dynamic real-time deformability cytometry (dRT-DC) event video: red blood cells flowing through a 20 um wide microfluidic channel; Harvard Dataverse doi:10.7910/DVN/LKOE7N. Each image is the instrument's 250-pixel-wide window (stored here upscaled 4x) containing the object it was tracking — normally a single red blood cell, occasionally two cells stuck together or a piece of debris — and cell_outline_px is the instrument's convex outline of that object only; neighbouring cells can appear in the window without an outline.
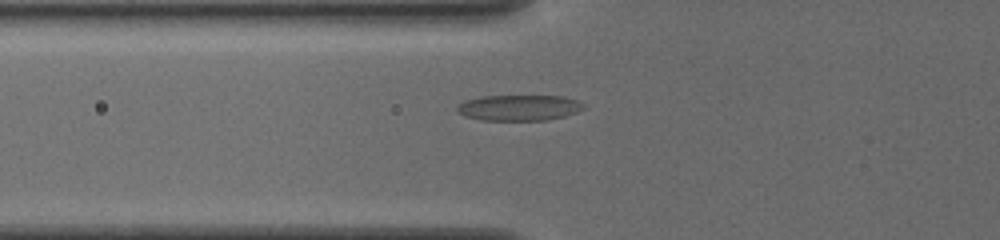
{"species": "common noctule bat (a hibernating species)", "species_latin": "Nyctalus noctula", "temperature_condition": "cold", "stored_images_in_passage": 42, "camera_frame_rate_fps": 3000, "um_per_image_px": 0.085, "animal": {"sex": "female", "body_mass_g": 19.5, "forearm_length_mm": 54.1}, "frame": {"image": 1, "passage_image": 9, "time_ms": 2.667, "image_size_px": [1000, 240], "cell_outline_px": [[588, 108], [564, 116], [548, 120], [480, 120], [464, 116], [456, 112], [456, 108], [464, 100], [480, 96], [564, 96], [576, 100], [584, 104]], "centroid_in_image_um": [44.11, 9.15], "position_along_channel_um": 81.7, "area_um2": 19.19}}
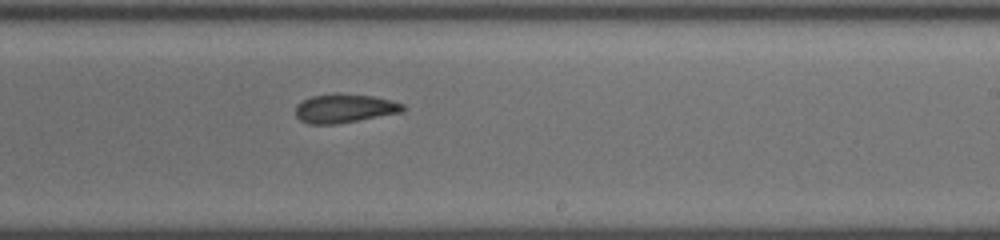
{"frame": {"image": 2, "passage_image": 23, "time_ms": 7.333, "image_size_px": [1000, 240], "cell_outline_px": [[408, 108], [404, 112], [336, 124], [308, 124], [300, 120], [296, 116], [296, 104], [312, 96], [332, 92], [340, 92], [372, 96], [392, 100], [404, 104]], "centroid_in_image_um": [29.31, 9.19], "position_along_channel_um": 259.7, "area_um2": 18.44}}
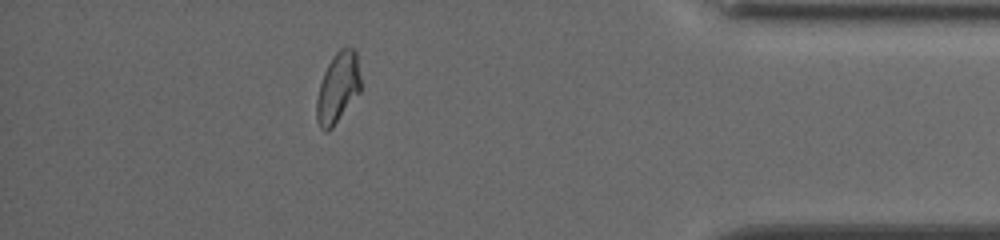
{"frame": {"image": 3, "passage_image": 37, "time_ms": 12.0, "image_size_px": [1000, 240], "cell_outline_px": [[360, 92], [332, 128], [328, 132], [324, 132], [320, 128], [316, 120], [316, 100], [320, 84], [324, 72], [332, 56], [340, 48], [352, 48], [356, 52], [360, 76]], "centroid_in_image_um": [28.7, 7.49], "position_along_channel_um": 406.5, "area_um2": 18.09}, "authors_computed_cell_mechanics": {"area_um2": 18.1203, "velocity_mm_per_s": 3.822, "shape_relaxation_time_tau1_ms": 4.4605, "shape_relaxation_time_tau2_ms": 3.3153, "deformation_change_tau1": 0.1132, "deformation_change_tau2": 0.0865}}